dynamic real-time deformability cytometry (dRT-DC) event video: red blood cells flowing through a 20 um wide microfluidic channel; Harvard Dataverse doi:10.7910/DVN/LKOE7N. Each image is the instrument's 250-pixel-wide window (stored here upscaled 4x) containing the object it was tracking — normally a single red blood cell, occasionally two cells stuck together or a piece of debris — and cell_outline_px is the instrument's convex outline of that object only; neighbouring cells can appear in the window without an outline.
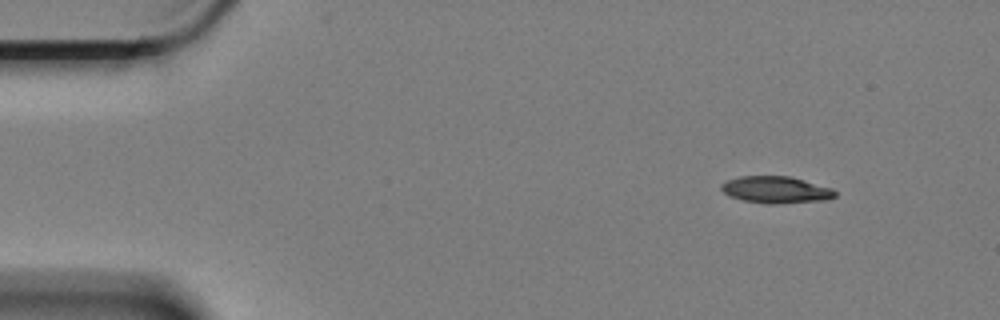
{"species": "Egyptian fruit bat (a non-hibernating species)", "species_latin": "Rousettus aegyptiacus", "temperature_condition": "cold", "stored_images_in_passage": 4, "camera_frame_rate_fps": 3000, "um_per_image_px": 0.085, "animal": {"sex": "female"}, "frame": {"image": 1, "passage_image": 1, "time_ms": 0.0, "image_size_px": [1000, 320], "cell_outline_px": [[836, 196], [828, 200], [776, 204], [768, 204], [744, 200], [732, 196], [724, 192], [720, 188], [720, 184], [728, 180], [740, 176], [792, 176], [832, 188], [836, 192]], "centroid_in_image_um": [66.0, 16.13], "position_along_channel_um": 19.0, "area_um2": 17.86}}
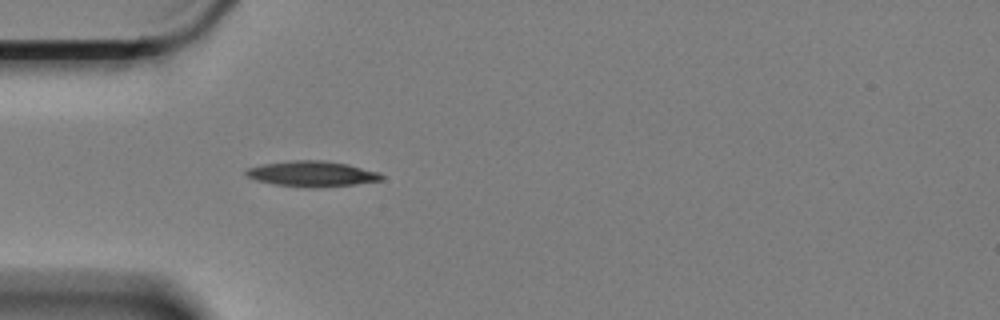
{"frame": {"image": 2, "passage_image": 4, "time_ms": 1.0, "image_size_px": [1000, 320], "cell_outline_px": [[384, 176], [380, 180], [356, 184], [308, 188], [276, 184], [256, 180], [248, 176], [244, 172], [248, 168], [264, 164], [292, 160], [324, 160], [348, 164], [380, 172]], "centroid_in_image_um": [26.55, 14.77], "position_along_channel_um": 58.5, "area_um2": 20.0}}